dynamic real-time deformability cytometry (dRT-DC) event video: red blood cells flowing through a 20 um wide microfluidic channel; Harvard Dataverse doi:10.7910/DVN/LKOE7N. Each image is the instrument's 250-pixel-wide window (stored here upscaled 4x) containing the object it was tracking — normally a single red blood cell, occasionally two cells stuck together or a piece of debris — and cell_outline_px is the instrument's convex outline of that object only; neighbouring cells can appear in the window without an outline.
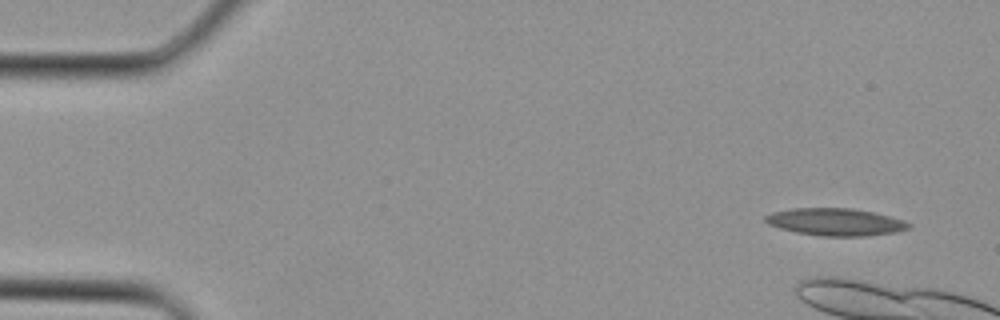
{"species": "Egyptian fruit bat (a non-hibernating species)", "species_latin": "Rousettus aegyptiacus", "temperature_condition": "cold", "stored_images_in_passage": 3, "camera_frame_rate_fps": 3000, "um_per_image_px": 0.085, "animal": {"sex": "female"}, "frame": {"image": 1, "passage_image": 1, "time_ms": 0.0, "image_size_px": [1000, 320], "cell_outline_px": [[912, 224], [908, 228], [896, 232], [864, 236], [820, 236], [796, 232], [780, 228], [768, 224], [764, 220], [764, 216], [772, 212], [792, 208], [852, 208], [872, 212], [904, 220]], "centroid_in_image_um": [70.99, 18.86], "position_along_channel_um": 14.0, "area_um2": 22.77}}